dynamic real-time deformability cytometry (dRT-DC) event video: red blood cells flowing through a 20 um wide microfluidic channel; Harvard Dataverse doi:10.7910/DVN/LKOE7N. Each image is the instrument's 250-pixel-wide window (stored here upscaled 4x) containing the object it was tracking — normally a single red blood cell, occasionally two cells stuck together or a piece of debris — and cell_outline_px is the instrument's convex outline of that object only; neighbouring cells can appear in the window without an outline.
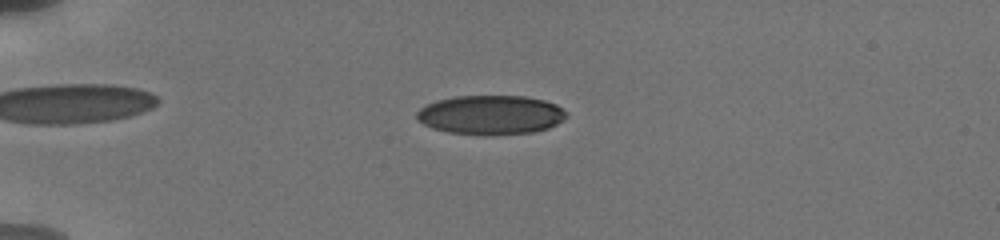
{"species": "human", "species_latin": "Homo sapiens", "temperature_condition": "cold", "stored_images_in_passage": 13, "camera_frame_rate_fps": 3000, "um_per_image_px": 0.085, "donor": {"sex": "male"}, "frame": {"image": 1, "passage_image": 5, "time_ms": 4.0, "image_size_px": [1000, 240], "cell_outline_px": [[568, 116], [556, 124], [548, 128], [532, 132], [448, 132], [432, 128], [424, 124], [416, 116], [416, 112], [420, 108], [436, 100], [456, 96], [524, 96], [544, 100], [556, 104], [568, 112]], "centroid_in_image_um": [41.73, 9.71], "position_along_channel_um": 43.3, "area_um2": 33.18}}
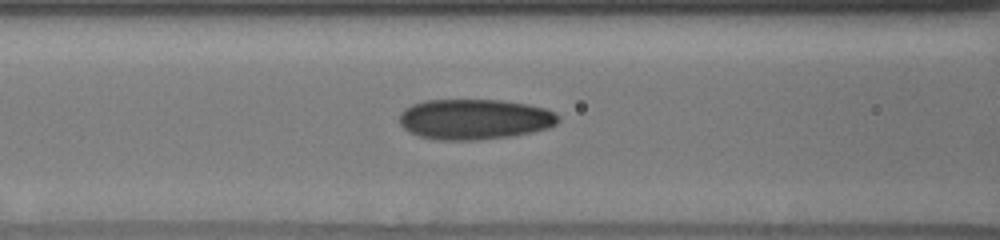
{"frame": {"image": 2, "passage_image": 10, "time_ms": 7.333, "image_size_px": [1000, 240], "cell_outline_px": [[560, 120], [556, 124], [548, 128], [532, 132], [512, 136], [472, 140], [436, 140], [420, 136], [408, 132], [400, 124], [400, 112], [404, 108], [412, 104], [424, 100], [500, 100], [528, 104], [544, 108], [556, 112], [560, 116]], "centroid_in_image_um": [40.34, 10.13], "position_along_channel_um": 126.3, "area_um2": 37.69}}
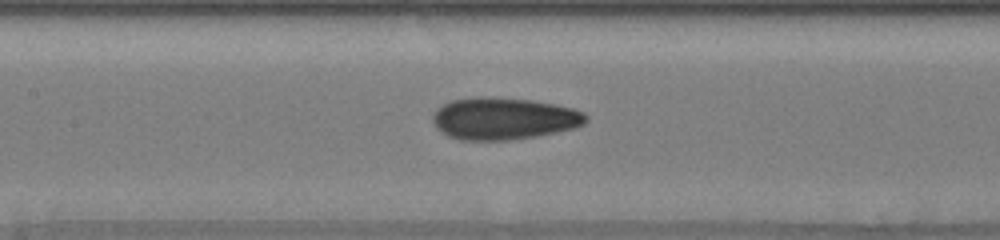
{"frame": {"image": 3, "passage_image": 13, "time_ms": 8.333, "image_size_px": [1000, 240], "cell_outline_px": [[588, 120], [584, 124], [576, 128], [536, 136], [508, 140], [460, 140], [448, 136], [436, 128], [432, 120], [432, 116], [436, 108], [452, 100], [480, 96], [492, 96], [532, 100], [556, 104], [572, 108], [584, 112], [588, 116]], "centroid_in_image_um": [42.83, 10.07], "position_along_channel_um": 164.6, "area_um2": 37.92}}